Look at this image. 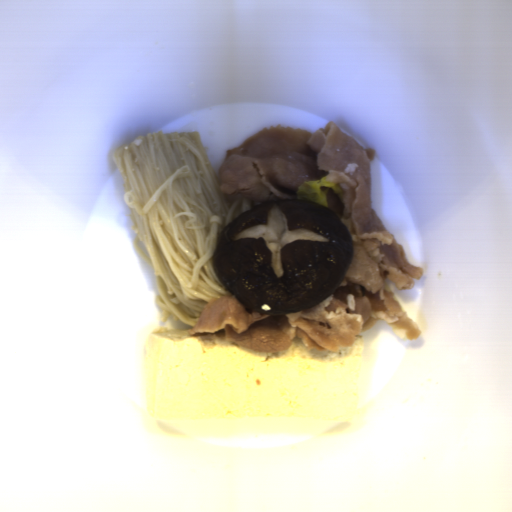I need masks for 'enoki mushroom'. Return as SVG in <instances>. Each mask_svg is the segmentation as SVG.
<instances>
[{
  "label": "enoki mushroom",
  "mask_w": 512,
  "mask_h": 512,
  "mask_svg": "<svg viewBox=\"0 0 512 512\" xmlns=\"http://www.w3.org/2000/svg\"><path fill=\"white\" fill-rule=\"evenodd\" d=\"M134 236L153 268L159 321L196 326L214 299L233 296L212 266L223 229L263 203L223 194L199 131L147 132L111 151Z\"/></svg>",
  "instance_id": "obj_1"
}]
</instances>
